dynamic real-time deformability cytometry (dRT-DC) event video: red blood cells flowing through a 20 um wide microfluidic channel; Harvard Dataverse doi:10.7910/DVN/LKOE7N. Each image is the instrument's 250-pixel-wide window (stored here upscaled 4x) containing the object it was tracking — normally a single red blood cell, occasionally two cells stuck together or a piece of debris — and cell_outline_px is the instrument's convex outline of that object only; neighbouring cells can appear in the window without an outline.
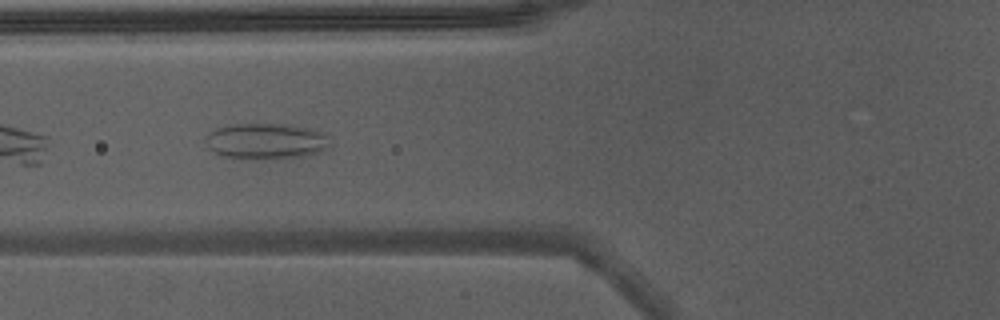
{"species": "Egyptian fruit bat (a non-hibernating species)", "species_latin": "Rousettus aegyptiacus", "temperature_condition": "warm", "stored_images_in_passage": 10, "camera_frame_rate_fps": 3000, "um_per_image_px": 0.085, "animal": {"sex": "male"}, "frame": {"image": 1, "passage_image": 3, "time_ms": 0.667, "image_size_px": [1000, 320], "cell_outline_px": [[328, 144], [320, 152], [288, 160], [252, 160], [224, 156], [208, 148], [204, 140], [208, 132], [216, 128], [228, 124], [284, 124], [320, 132], [324, 136]], "centroid_in_image_um": [22.51, 12.04], "position_along_channel_um": 103.3, "area_um2": 26.18}}